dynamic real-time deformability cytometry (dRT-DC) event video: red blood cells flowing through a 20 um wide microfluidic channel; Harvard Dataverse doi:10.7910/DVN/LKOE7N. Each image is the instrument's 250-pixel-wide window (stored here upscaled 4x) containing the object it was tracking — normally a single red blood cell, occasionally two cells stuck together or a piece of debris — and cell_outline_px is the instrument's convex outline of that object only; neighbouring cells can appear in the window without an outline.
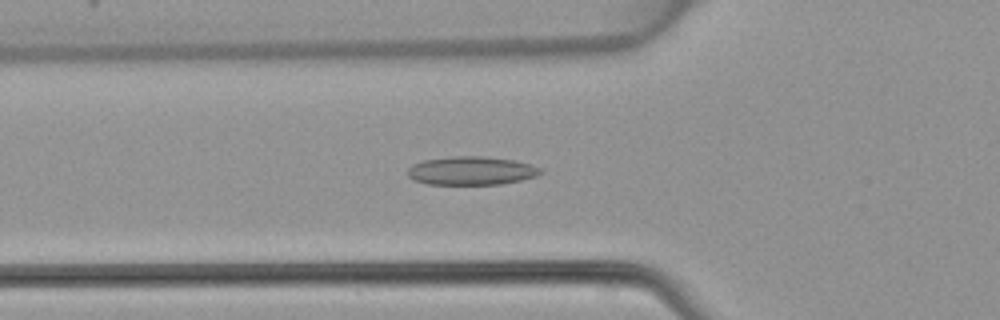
{"species": "common noctule bat (a hibernating species)", "species_latin": "Nyctalus noctula", "temperature_condition": "warm", "stored_images_in_passage": 42, "camera_frame_rate_fps": 3000, "um_per_image_px": 0.085, "animal": {"sex": "female", "body_mass_g": 22.7, "forearm_length_mm": 54.2}, "frame": {"image": 1, "passage_image": 11, "time_ms": 3.333, "image_size_px": [1000, 320], "cell_outline_px": [[544, 172], [536, 176], [520, 180], [500, 184], [428, 184], [412, 180], [408, 176], [408, 168], [412, 164], [424, 160], [452, 156], [484, 156], [516, 160], [532, 164], [540, 168]], "centroid_in_image_um": [40.07, 14.5], "position_along_channel_um": 85.7, "area_um2": 22.2}}
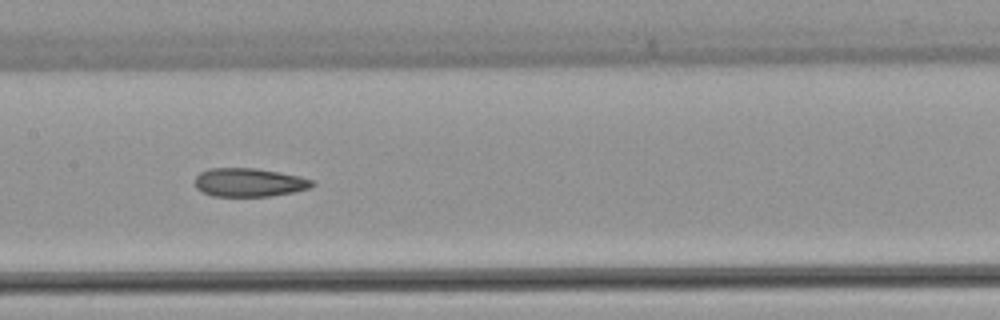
{"frame": {"image": 2, "passage_image": 18, "time_ms": 5.667, "image_size_px": [1000, 320], "cell_outline_px": [[316, 184], [308, 188], [292, 192], [272, 196], [212, 196], [200, 192], [196, 188], [196, 176], [200, 172], [208, 168], [256, 168], [280, 172], [300, 176], [312, 180]], "centroid_in_image_um": [21.15, 15.5], "position_along_channel_um": 186.2, "area_um2": 19.59}}
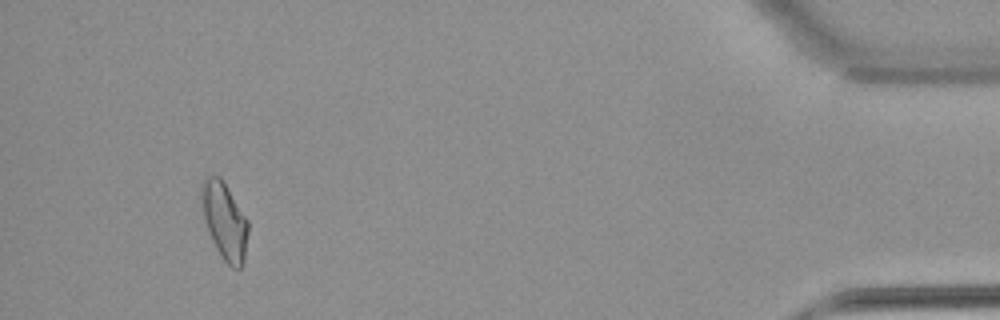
{"frame": {"image": 3, "passage_image": 39, "time_ms": 12.667, "image_size_px": [1000, 320], "cell_outline_px": [[248, 232], [244, 260], [240, 268], [232, 268], [220, 256], [212, 240], [204, 220], [200, 200], [200, 184], [204, 176], [220, 176], [248, 220]], "centroid_in_image_um": [19.06, 18.74], "position_along_channel_um": 416.1, "area_um2": 21.04}}